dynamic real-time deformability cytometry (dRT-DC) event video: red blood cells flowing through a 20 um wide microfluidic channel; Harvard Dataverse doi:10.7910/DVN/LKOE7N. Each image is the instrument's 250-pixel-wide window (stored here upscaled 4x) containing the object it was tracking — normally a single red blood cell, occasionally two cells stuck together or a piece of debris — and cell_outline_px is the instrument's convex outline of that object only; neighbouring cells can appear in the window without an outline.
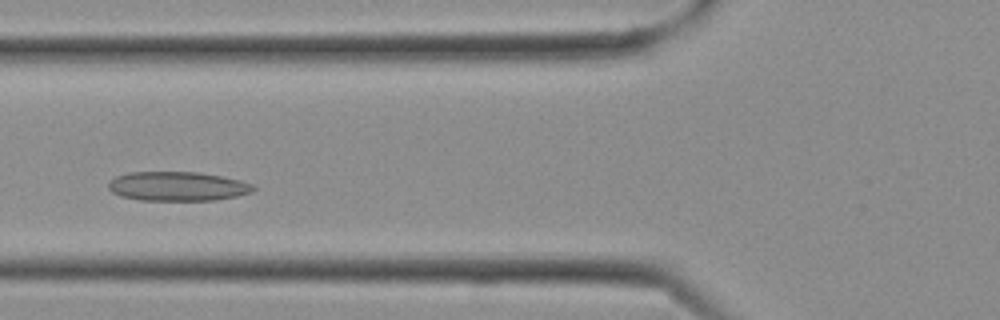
{"species": "Egyptian fruit bat (a non-hibernating species)", "species_latin": "Rousettus aegyptiacus", "temperature_condition": "cold", "stored_images_in_passage": 11, "camera_frame_rate_fps": 3000, "um_per_image_px": 0.085, "frame": {"image": 1, "passage_image": 8, "time_ms": 2.333, "image_size_px": [1000, 320], "cell_outline_px": [[256, 188], [252, 192], [236, 196], [216, 200], [140, 200], [120, 196], [112, 192], [108, 188], [108, 180], [116, 176], [128, 172], [200, 172], [240, 180], [256, 184]], "centroid_in_image_um": [15.09, 15.83], "position_along_channel_um": 110.7, "area_um2": 24.91}}
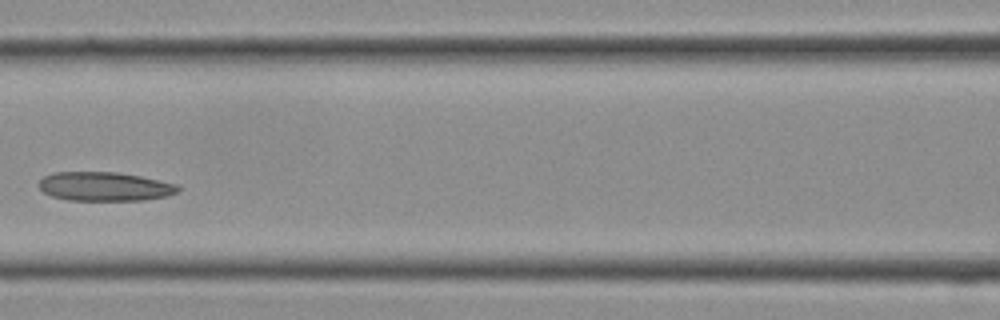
{"frame": {"image": 2, "passage_image": 10, "time_ms": 3.0, "image_size_px": [1000, 320], "cell_outline_px": [[180, 188], [176, 192], [168, 196], [144, 200], [68, 200], [52, 196], [44, 192], [40, 188], [40, 180], [44, 176], [56, 172], [116, 172], [140, 176], [176, 184]], "centroid_in_image_um": [8.9, 15.85], "position_along_channel_um": 157.7, "area_um2": 23.29}}